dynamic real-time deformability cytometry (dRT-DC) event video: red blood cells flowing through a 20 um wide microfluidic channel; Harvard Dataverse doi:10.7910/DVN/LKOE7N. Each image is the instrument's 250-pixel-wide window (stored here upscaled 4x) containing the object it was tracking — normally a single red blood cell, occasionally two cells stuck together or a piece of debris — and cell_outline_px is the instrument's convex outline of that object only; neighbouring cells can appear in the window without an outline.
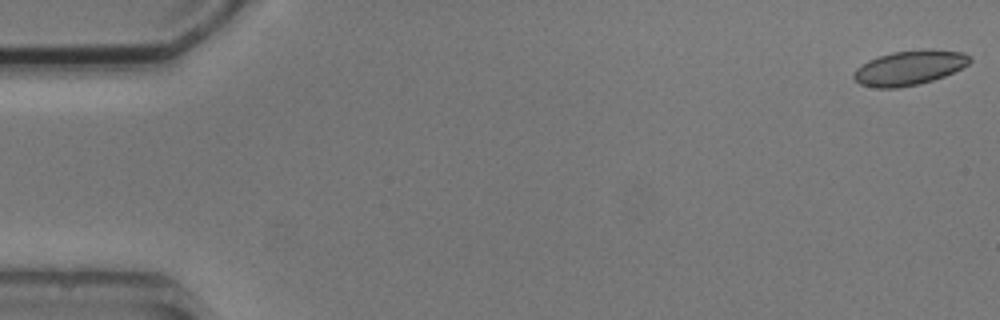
{"species": "common noctule bat (a hibernating species)", "species_latin": "Nyctalus noctula", "temperature_condition": "cold", "stored_images_in_passage": 4, "segment_of_instrument_passage": [2, 2], "camera_frame_rate_fps": 3000, "um_per_image_px": 0.085, "animal": {"sex": "male", "body_mass_g": 20.5, "forearm_length_mm": 52.5}, "frame": {"image": 1, "passage_image": 4, "time_ms": 4.333, "image_size_px": [1000, 320], "cell_outline_px": [[972, 60], [968, 64], [944, 76], [920, 84], [900, 88], [876, 88], [860, 84], [852, 76], [856, 68], [868, 60], [892, 52], [920, 48], [932, 48], [964, 52], [972, 56]], "centroid_in_image_um": [77.32, 5.74], "position_along_channel_um": 7.7, "area_um2": 23.76}}